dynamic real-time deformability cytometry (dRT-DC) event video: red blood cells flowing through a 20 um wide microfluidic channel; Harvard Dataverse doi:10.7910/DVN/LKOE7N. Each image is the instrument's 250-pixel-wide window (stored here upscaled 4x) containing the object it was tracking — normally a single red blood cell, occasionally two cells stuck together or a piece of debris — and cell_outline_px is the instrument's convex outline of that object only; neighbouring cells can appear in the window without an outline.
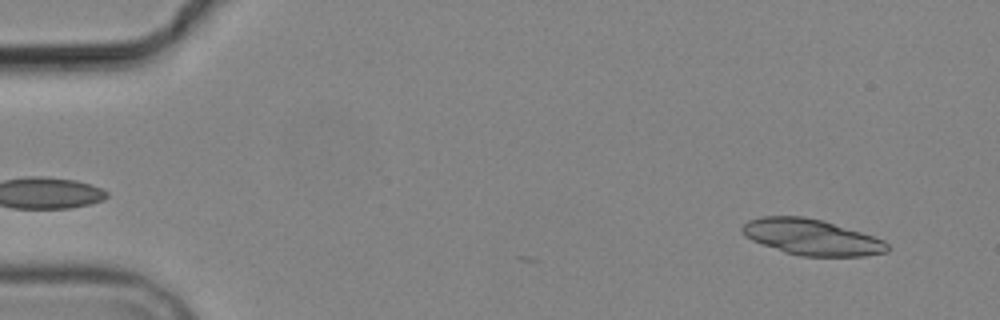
{"species": "common noctule bat (a hibernating species)", "species_latin": "Nyctalus noctula", "temperature_condition": "cold", "stored_images_in_passage": 3, "camera_frame_rate_fps": 3000, "um_per_image_px": 0.085, "animal": {"sex": "male", "body_mass_g": 19.2, "forearm_length_mm": 51.8}, "frame": {"image": 1, "passage_image": 1, "time_ms": 0.0, "image_size_px": [1000, 320], "cell_outline_px": [[888, 252], [864, 256], [800, 256], [784, 252], [752, 240], [744, 236], [740, 228], [748, 220], [760, 216], [804, 216], [824, 220], [884, 240], [888, 244]], "centroid_in_image_um": [68.96, 20.15], "position_along_channel_um": 16.0, "area_um2": 30.4}}